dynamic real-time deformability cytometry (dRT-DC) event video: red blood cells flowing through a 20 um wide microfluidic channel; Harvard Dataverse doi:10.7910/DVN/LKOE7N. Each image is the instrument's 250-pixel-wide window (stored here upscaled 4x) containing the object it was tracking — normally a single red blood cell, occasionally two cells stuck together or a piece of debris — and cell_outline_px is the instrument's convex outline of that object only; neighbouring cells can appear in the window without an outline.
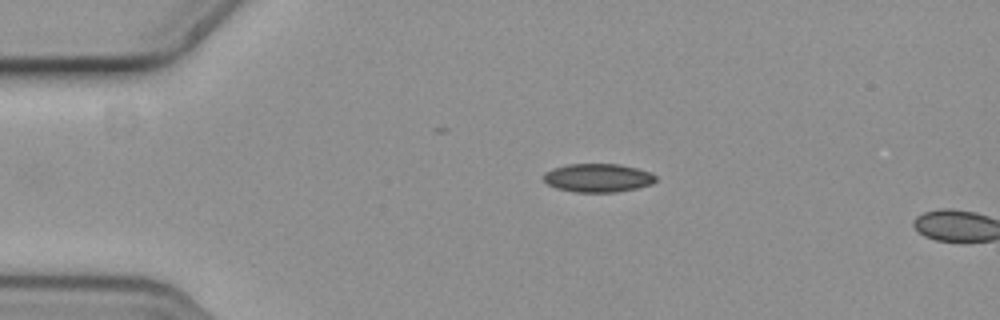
{"species": "common noctule bat (a hibernating species)", "species_latin": "Nyctalus noctula", "temperature_condition": "cold", "stored_images_in_passage": 2, "camera_frame_rate_fps": 3000, "um_per_image_px": 0.085, "animal": {"sex": "female", "body_mass_g": 19.3, "forearm_length_mm": 54.1}, "frame": {"image": 1, "passage_image": 1, "time_ms": 0.0, "image_size_px": [1000, 320], "cell_outline_px": [[656, 180], [652, 184], [636, 188], [616, 192], [576, 192], [556, 188], [548, 184], [544, 180], [544, 176], [552, 168], [568, 164], [620, 164], [636, 168], [648, 172], [656, 176]], "centroid_in_image_um": [50.83, 15.12], "position_along_channel_um": 34.2, "area_um2": 18.44}}